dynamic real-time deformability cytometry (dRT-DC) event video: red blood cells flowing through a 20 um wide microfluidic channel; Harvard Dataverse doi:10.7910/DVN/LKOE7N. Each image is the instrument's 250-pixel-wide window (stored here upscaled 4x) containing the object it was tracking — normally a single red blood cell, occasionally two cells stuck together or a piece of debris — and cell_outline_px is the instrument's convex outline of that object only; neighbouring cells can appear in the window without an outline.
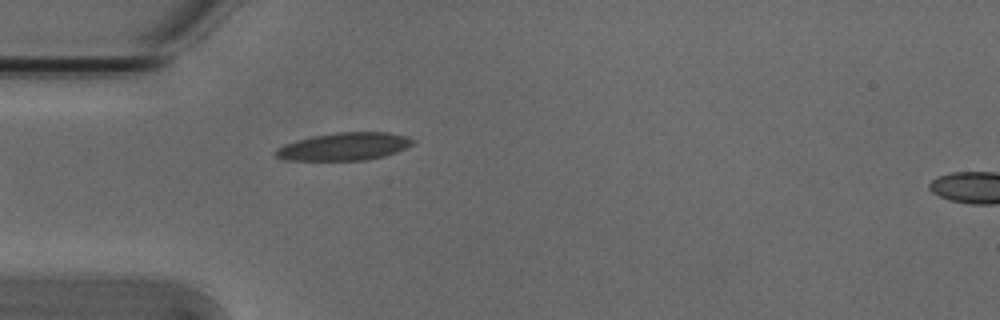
{"species": "Egyptian fruit bat (a non-hibernating species)", "species_latin": "Rousettus aegyptiacus", "temperature_condition": "cold", "stored_images_in_passage": 5, "camera_frame_rate_fps": 3000, "um_per_image_px": 0.085, "animal": {"sex": "male"}, "frame": {"image": 1, "passage_image": 5, "time_ms": 1.333, "image_size_px": [1000, 320], "cell_outline_px": [[416, 140], [412, 144], [396, 152], [384, 156], [368, 160], [284, 160], [276, 156], [276, 148], [284, 144], [296, 140], [312, 136], [336, 132], [388, 132], [408, 136]], "centroid_in_image_um": [29.26, 12.45], "position_along_channel_um": 55.7, "area_um2": 22.2}}